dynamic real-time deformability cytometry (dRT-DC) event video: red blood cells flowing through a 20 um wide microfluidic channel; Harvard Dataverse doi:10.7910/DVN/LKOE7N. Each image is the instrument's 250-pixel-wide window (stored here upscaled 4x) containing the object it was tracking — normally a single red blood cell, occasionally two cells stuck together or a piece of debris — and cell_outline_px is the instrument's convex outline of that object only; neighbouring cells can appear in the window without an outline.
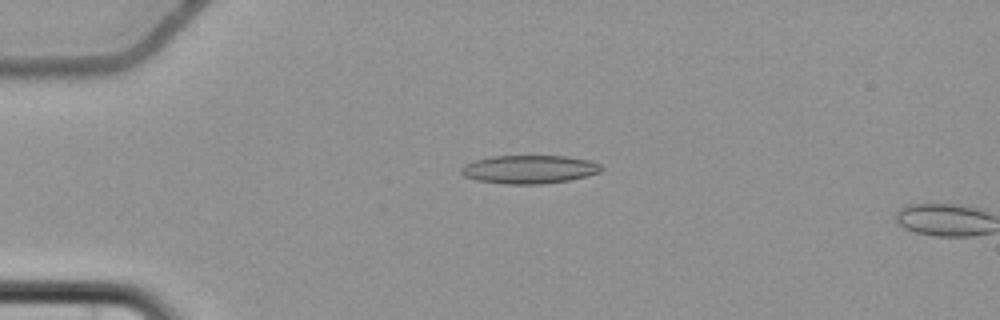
{"species": "common noctule bat (a hibernating species)", "species_latin": "Nyctalus noctula", "temperature_condition": "cold", "stored_images_in_passage": 5, "camera_frame_rate_fps": 3000, "um_per_image_px": 0.085, "animal": {"sex": "female", "body_mass_g": 22.7, "forearm_length_mm": 54.2}, "frame": {"image": 1, "passage_image": 4, "time_ms": 4.667, "image_size_px": [1000, 320], "cell_outline_px": [[604, 168], [600, 172], [568, 180], [540, 184], [504, 184], [476, 180], [464, 176], [460, 172], [460, 168], [464, 164], [476, 160], [492, 156], [568, 156], [588, 160], [600, 164]], "centroid_in_image_um": [44.96, 14.39], "position_along_channel_um": 40.0, "area_um2": 23.12}}